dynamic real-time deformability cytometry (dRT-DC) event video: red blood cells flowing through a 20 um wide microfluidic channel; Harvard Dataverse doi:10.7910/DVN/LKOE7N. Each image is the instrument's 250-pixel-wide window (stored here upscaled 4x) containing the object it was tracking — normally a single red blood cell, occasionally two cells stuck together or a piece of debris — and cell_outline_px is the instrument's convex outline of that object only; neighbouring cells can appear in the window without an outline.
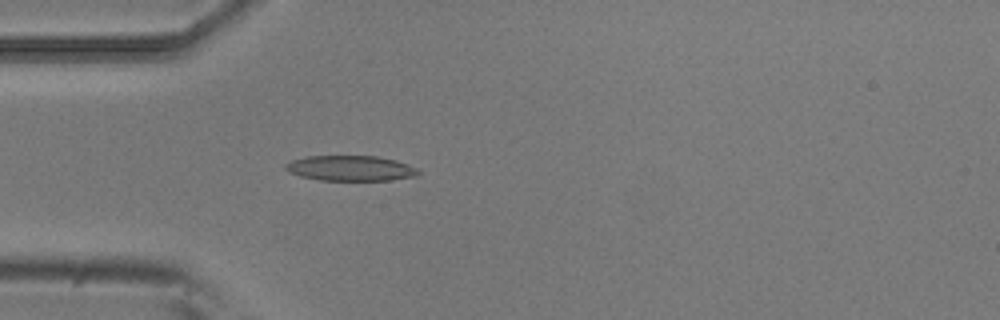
{"species": "common noctule bat (a hibernating species)", "species_latin": "Nyctalus noctula", "temperature_condition": "room temperature", "stored_images_in_passage": 4, "camera_frame_rate_fps": 3000, "um_per_image_px": 0.085, "animal": {"sex": "male", "body_mass_g": 20.5, "forearm_length_mm": 52.5}, "frame": {"image": 1, "passage_image": 4, "time_ms": 1.0, "image_size_px": [1000, 320], "cell_outline_px": [[420, 172], [416, 176], [388, 180], [320, 180], [300, 176], [288, 172], [284, 168], [284, 164], [292, 160], [308, 156], [376, 156], [396, 160], [408, 164], [416, 168]], "centroid_in_image_um": [29.77, 14.3], "position_along_channel_um": 55.2, "area_um2": 19.54}}